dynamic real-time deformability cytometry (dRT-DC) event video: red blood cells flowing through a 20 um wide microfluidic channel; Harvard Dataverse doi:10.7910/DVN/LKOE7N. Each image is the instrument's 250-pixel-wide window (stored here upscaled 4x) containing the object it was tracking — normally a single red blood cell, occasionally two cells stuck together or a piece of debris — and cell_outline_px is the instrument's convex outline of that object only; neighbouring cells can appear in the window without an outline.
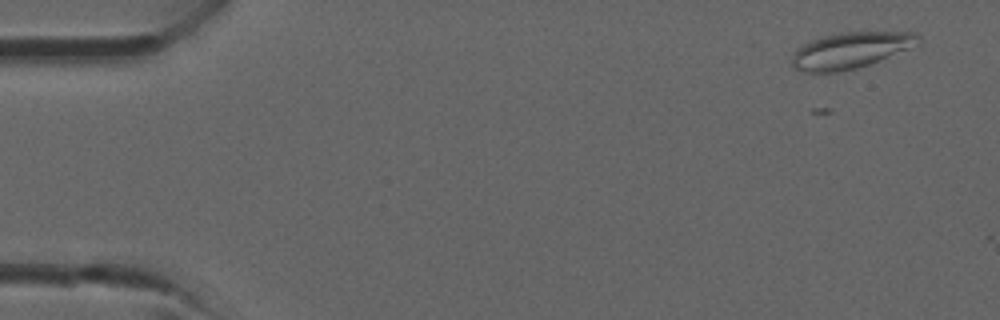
{"species": "common noctule bat (a hibernating species)", "species_latin": "Nyctalus noctula", "temperature_condition": "room temperature", "stored_images_in_passage": 36, "camera_frame_rate_fps": 3000, "um_per_image_px": 0.085, "animal": {"sex": "male", "forearm_length_mm": 52.5}, "frame": {"image": 1, "passage_image": 2, "time_ms": 0.333, "image_size_px": [1000, 320], "cell_outline_px": [[924, 40], [908, 48], [868, 64], [856, 68], [836, 72], [804, 72], [796, 68], [792, 64], [792, 56], [796, 48], [820, 36], [840, 32], [916, 32]], "centroid_in_image_um": [72.28, 4.26], "position_along_channel_um": 12.7, "area_um2": 26.36}}
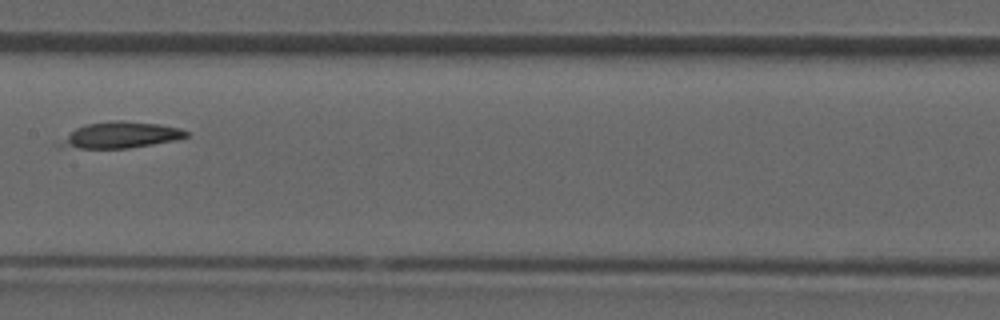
{"frame": {"image": 2, "passage_image": 20, "time_ms": 6.333, "image_size_px": [1000, 320], "cell_outline_px": [[188, 136], [176, 140], [128, 148], [60, 148], [56, 144], [76, 128], [88, 124], [112, 120], [120, 120], [160, 124], [180, 128], [188, 132]], "centroid_in_image_um": [10.23, 11.48], "position_along_channel_um": 197.2, "area_um2": 19.19}}